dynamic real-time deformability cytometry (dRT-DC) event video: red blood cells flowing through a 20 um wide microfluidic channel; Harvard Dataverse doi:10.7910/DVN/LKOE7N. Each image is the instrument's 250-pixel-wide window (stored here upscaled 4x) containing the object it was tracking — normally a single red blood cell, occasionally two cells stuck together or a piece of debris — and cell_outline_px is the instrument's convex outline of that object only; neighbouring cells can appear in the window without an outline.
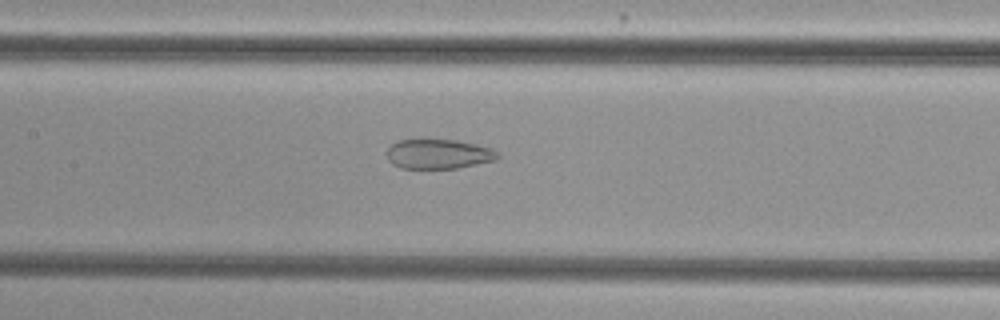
{"species": "common noctule bat (a hibernating species)", "species_latin": "Nyctalus noctula", "temperature_condition": "cold", "stored_images_in_passage": 34, "camera_frame_rate_fps": 3000, "um_per_image_px": 0.085, "animal": {"sex": "female", "body_mass_g": 29.2, "forearm_length_mm": 56.3}, "frame": {"image": 1, "passage_image": 11, "time_ms": 3.333, "image_size_px": [1000, 320], "cell_outline_px": [[500, 156], [496, 160], [456, 168], [400, 168], [392, 164], [388, 160], [388, 148], [396, 140], [456, 140], [476, 144], [492, 148], [500, 152]], "centroid_in_image_um": [37.3, 13.09], "position_along_channel_um": 170.1, "area_um2": 19.13}}
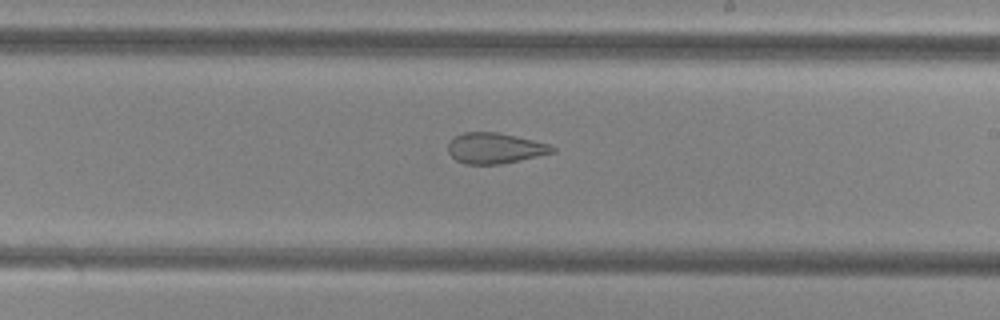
{"frame": {"image": 2, "passage_image": 17, "time_ms": 5.333, "image_size_px": [1000, 320], "cell_outline_px": [[556, 152], [520, 160], [500, 164], [464, 164], [456, 160], [448, 152], [448, 144], [456, 136], [464, 132], [496, 132], [516, 136], [552, 144], [556, 148]], "centroid_in_image_um": [42.11, 12.6], "position_along_channel_um": 246.9, "area_um2": 18.67}}
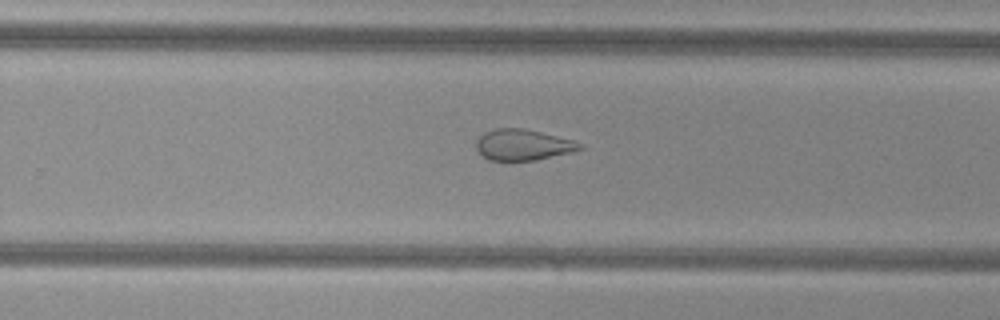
{"frame": {"image": 3, "passage_image": 20, "time_ms": 6.333, "image_size_px": [1000, 320], "cell_outline_px": [[584, 148], [536, 160], [488, 160], [476, 148], [476, 140], [484, 132], [492, 128], [524, 128], [572, 140], [584, 144]], "centroid_in_image_um": [44.42, 12.29], "position_along_channel_um": 285.4, "area_um2": 18.5}, "authors_computed_cell_mechanics": {"area_um2": 19.5364, "velocity_mm_per_s": 3.8469, "shape_relaxation_time_tau1_ms": null, "shape_relaxation_time_tau2_ms": 1.7148, "deformation_change_tau1": null, "deformation_change_tau2": 0.0957}}